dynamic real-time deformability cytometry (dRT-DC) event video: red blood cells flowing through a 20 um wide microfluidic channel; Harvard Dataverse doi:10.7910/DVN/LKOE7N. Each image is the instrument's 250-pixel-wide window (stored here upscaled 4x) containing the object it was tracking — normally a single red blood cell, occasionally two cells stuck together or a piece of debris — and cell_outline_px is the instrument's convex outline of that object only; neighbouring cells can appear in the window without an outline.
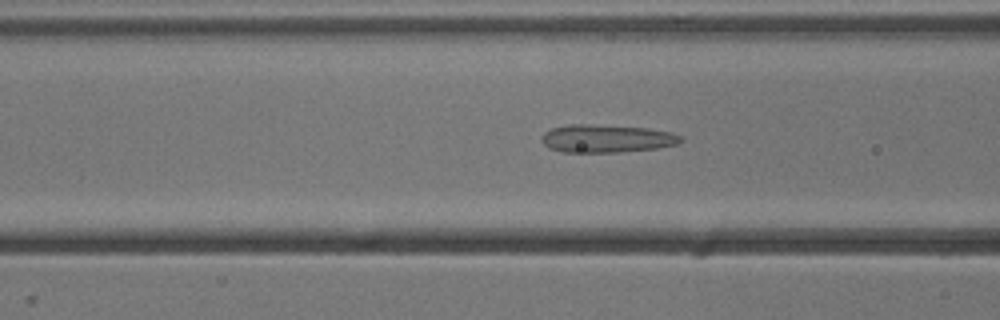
{"species": "common noctule bat (a hibernating species)", "species_latin": "Nyctalus noctula", "temperature_condition": "cold", "stored_images_in_passage": 42, "camera_frame_rate_fps": 3000, "um_per_image_px": 0.085, "animal": {"sex": "male", "body_mass_g": 13.3}, "frame": {"image": 1, "passage_image": 10, "time_ms": 3.0, "image_size_px": [1000, 320], "cell_outline_px": [[684, 140], [680, 144], [656, 148], [620, 152], [564, 152], [548, 148], [540, 140], [540, 136], [544, 132], [552, 128], [568, 124], [588, 124], [648, 128], [672, 132], [680, 136]], "centroid_in_image_um": [51.55, 11.77], "position_along_channel_um": 115.1, "area_um2": 22.83}}
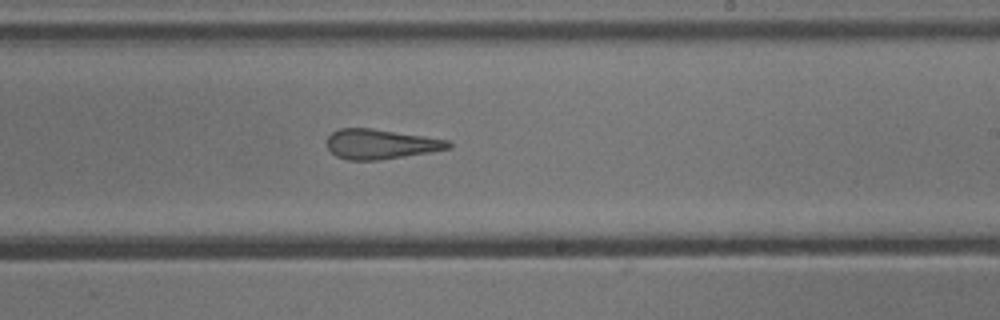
{"frame": {"image": 2, "passage_image": 21, "time_ms": 6.667, "image_size_px": [1000, 320], "cell_outline_px": [[452, 148], [380, 160], [348, 160], [336, 156], [328, 148], [328, 136], [332, 132], [340, 128], [372, 128], [424, 136], [448, 140], [452, 144]], "centroid_in_image_um": [32.35, 12.24], "position_along_channel_um": 256.6, "area_um2": 20.98}}
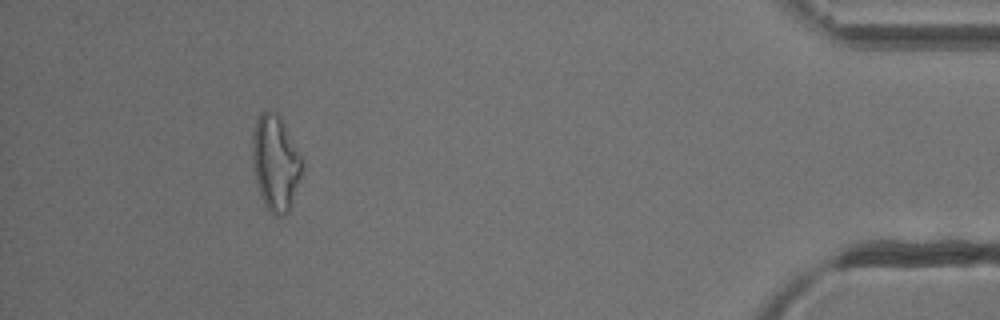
{"frame": {"image": 3, "passage_image": 38, "time_ms": 12.333, "image_size_px": [1000, 320], "cell_outline_px": [[304, 168], [288, 212], [280, 216], [276, 216], [264, 204], [256, 180], [252, 160], [252, 132], [256, 120], [260, 112], [264, 108], [268, 108], [276, 112], [284, 124], [304, 160]], "centroid_in_image_um": [23.42, 13.78], "position_along_channel_um": 411.8, "area_um2": 27.8}, "authors_computed_cell_mechanics": {"area_um2": 23.0911, "velocity_mm_per_s": 3.8502, "shape_relaxation_time_tau1_ms": null, "shape_relaxation_time_tau2_ms": 2.899, "deformation_change_tau1": null, "deformation_change_tau2": 0.1416}}